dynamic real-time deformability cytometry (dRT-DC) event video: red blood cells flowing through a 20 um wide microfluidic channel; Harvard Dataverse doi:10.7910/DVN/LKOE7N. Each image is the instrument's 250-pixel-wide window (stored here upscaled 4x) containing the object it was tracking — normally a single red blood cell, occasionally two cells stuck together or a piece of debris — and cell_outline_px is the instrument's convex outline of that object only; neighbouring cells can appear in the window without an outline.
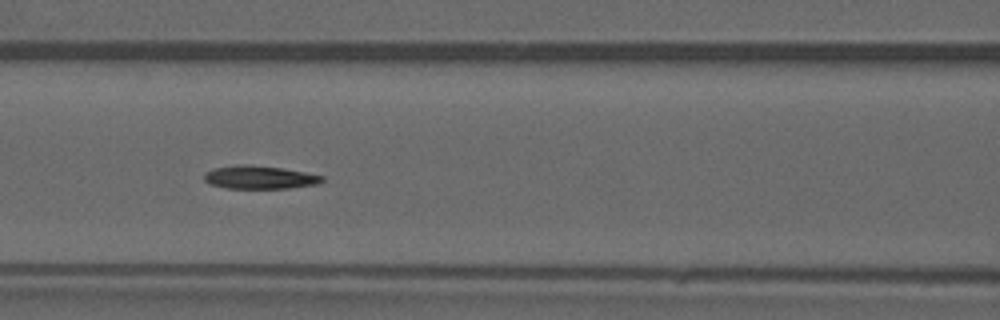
{"species": "common noctule bat (a hibernating species)", "species_latin": "Nyctalus noctula", "temperature_condition": "warm", "stored_images_in_passage": 33, "camera_frame_rate_fps": 3000, "um_per_image_px": 0.085, "animal": {"sex": "male", "forearm_length_mm": 52.5}, "frame": {"image": 1, "passage_image": 6, "time_ms": 1.667, "image_size_px": [1000, 320], "cell_outline_px": [[324, 180], [316, 184], [288, 188], [224, 188], [212, 184], [204, 180], [204, 172], [212, 168], [236, 164], [252, 164], [280, 168], [304, 172], [324, 176]], "centroid_in_image_um": [22.01, 15.06], "position_along_channel_um": 144.6, "area_um2": 15.95}}